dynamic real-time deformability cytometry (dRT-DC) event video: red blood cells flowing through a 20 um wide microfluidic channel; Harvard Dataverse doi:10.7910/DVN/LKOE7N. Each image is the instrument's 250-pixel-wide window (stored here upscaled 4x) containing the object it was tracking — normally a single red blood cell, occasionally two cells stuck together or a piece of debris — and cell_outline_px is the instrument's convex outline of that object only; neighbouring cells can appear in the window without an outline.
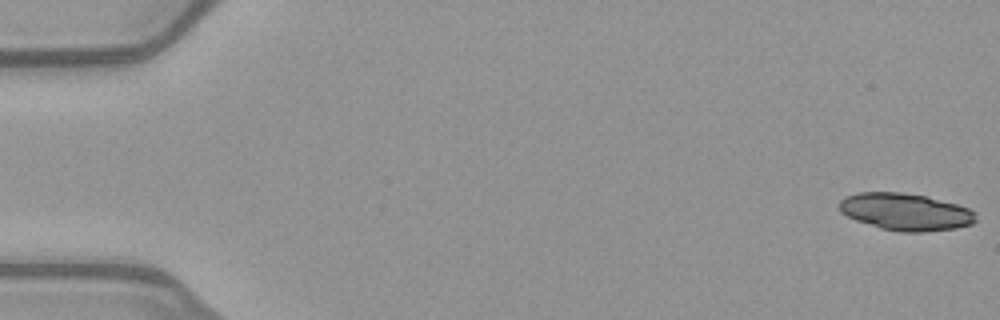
{"species": "common noctule bat (a hibernating species)", "species_latin": "Nyctalus noctula", "temperature_condition": "warm", "stored_images_in_passage": 28, "camera_frame_rate_fps": 3000, "um_per_image_px": 0.085, "animal": {"sex": "female", "body_mass_g": 21.9}, "frame": {"image": 1, "passage_image": 1, "time_ms": 0.0, "image_size_px": [1000, 320], "cell_outline_px": [[976, 220], [972, 224], [956, 228], [920, 232], [900, 232], [880, 228], [856, 220], [840, 212], [840, 200], [848, 196], [860, 192], [900, 192], [924, 196], [956, 204], [968, 208], [976, 212]], "centroid_in_image_um": [76.98, 18.01], "position_along_channel_um": 8.0, "area_um2": 29.3}}